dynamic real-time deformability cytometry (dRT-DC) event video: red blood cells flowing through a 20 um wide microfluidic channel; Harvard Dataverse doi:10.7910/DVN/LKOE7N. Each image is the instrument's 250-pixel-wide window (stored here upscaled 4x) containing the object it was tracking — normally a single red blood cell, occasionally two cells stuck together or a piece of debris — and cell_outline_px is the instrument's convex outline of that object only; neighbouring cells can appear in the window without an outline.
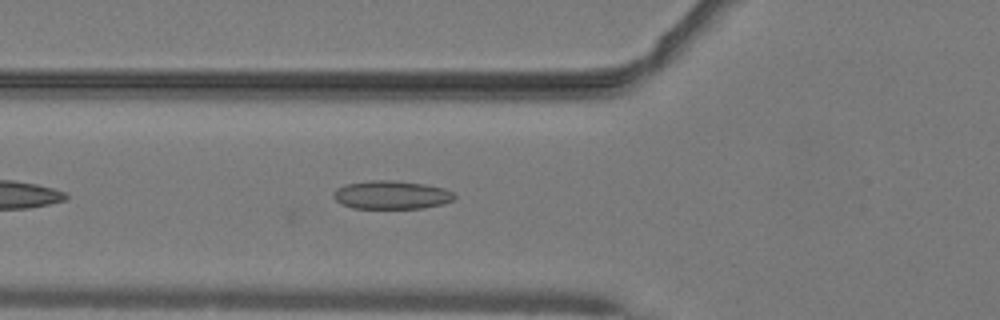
{"species": "common noctule bat (a hibernating species)", "species_latin": "Nyctalus noctula", "temperature_condition": "warm", "stored_images_in_passage": 34, "camera_frame_rate_fps": 3000, "um_per_image_px": 0.085, "animal": {"sex": "male", "body_mass_g": 19.2, "forearm_length_mm": 51.8}, "frame": {"image": 1, "passage_image": 4, "time_ms": 1.0, "image_size_px": [1000, 320], "cell_outline_px": [[456, 200], [444, 204], [424, 208], [352, 208], [340, 204], [332, 196], [332, 192], [336, 188], [344, 184], [368, 180], [392, 180], [424, 184], [444, 188], [452, 192], [456, 196]], "centroid_in_image_um": [33.26, 16.57], "position_along_channel_um": 92.5, "area_um2": 20.35}}
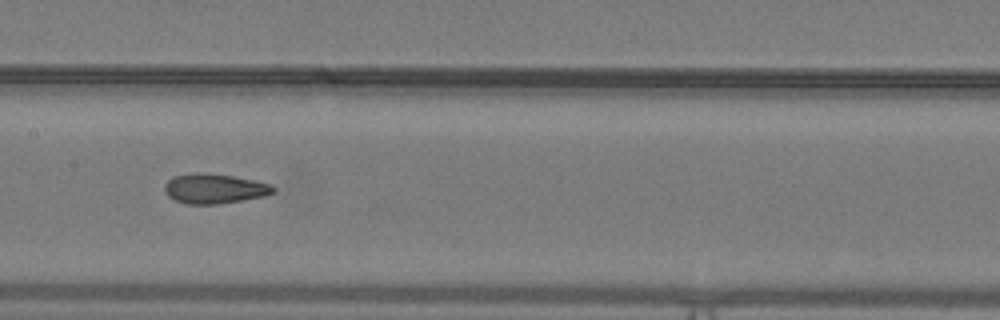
{"frame": {"image": 2, "passage_image": 11, "time_ms": 3.333, "image_size_px": [1000, 320], "cell_outline_px": [[276, 192], [264, 196], [216, 204], [188, 204], [176, 200], [168, 196], [164, 192], [164, 184], [172, 176], [196, 172], [232, 176], [252, 180], [268, 184], [276, 188]], "centroid_in_image_um": [18.18, 16.03], "position_along_channel_um": 189.2, "area_um2": 18.67}}
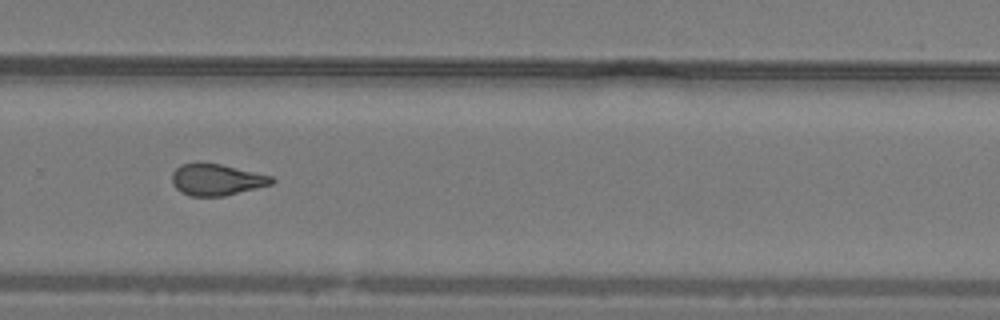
{"frame": {"image": 3, "passage_image": 20, "time_ms": 6.333, "image_size_px": [1000, 320], "cell_outline_px": [[276, 180], [272, 184], [224, 196], [192, 196], [180, 192], [172, 184], [172, 172], [180, 164], [196, 160], [200, 160], [220, 164], [272, 176]], "centroid_in_image_um": [18.35, 15.24], "position_along_channel_um": 311.4, "area_um2": 18.67}, "authors_computed_cell_mechanics": {"area_um2": 18.6694, "velocity_mm_per_s": 4.1028, "shape_relaxation_time_tau1_ms": null, "shape_relaxation_time_tau2_ms": 1.879, "deformation_change_tau1": null, "deformation_change_tau2": 0.0961}}